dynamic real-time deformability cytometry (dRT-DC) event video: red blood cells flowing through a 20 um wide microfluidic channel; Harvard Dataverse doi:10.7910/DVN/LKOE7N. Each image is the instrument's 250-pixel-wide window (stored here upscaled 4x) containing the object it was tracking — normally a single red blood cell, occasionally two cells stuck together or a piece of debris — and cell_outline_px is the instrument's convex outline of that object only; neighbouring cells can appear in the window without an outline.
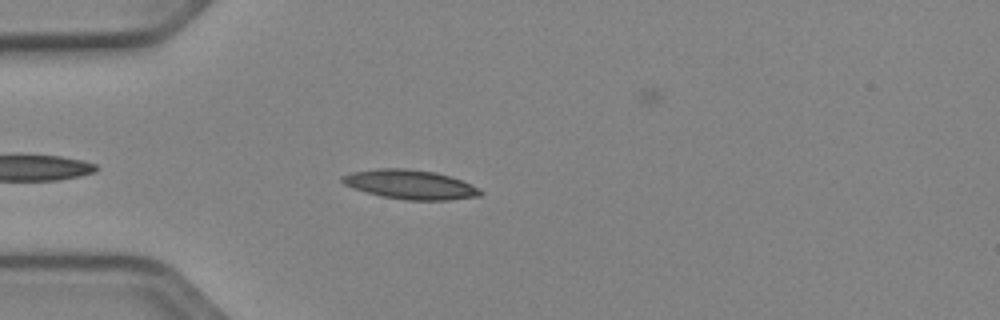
{"species": "Egyptian fruit bat (a non-hibernating species)", "species_latin": "Rousettus aegyptiacus", "temperature_condition": "cold", "stored_images_in_passage": 35, "camera_frame_rate_fps": 3000, "um_per_image_px": 0.085, "animal": {"sex": "female"}, "frame": {"image": 1, "passage_image": 5, "time_ms": 1.333, "image_size_px": [1000, 320], "cell_outline_px": [[484, 192], [480, 196], [448, 200], [408, 200], [384, 196], [352, 188], [344, 184], [340, 180], [340, 176], [352, 172], [376, 168], [408, 168], [436, 172], [452, 176], [472, 184], [480, 188]], "centroid_in_image_um": [34.9, 15.67], "position_along_channel_um": 50.1, "area_um2": 23.76}}
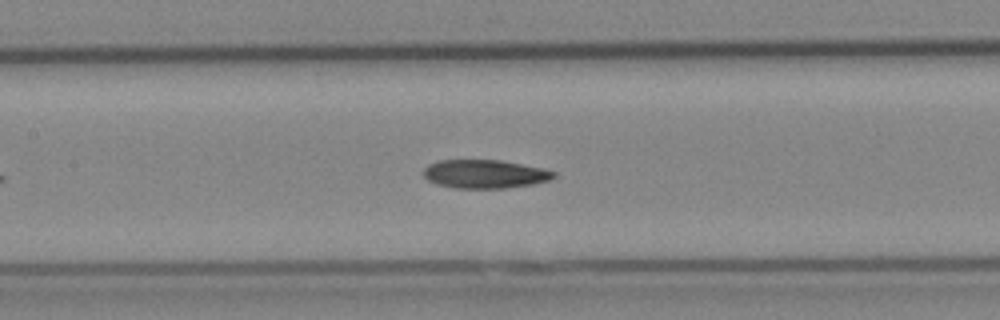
{"frame": {"image": 2, "passage_image": 15, "time_ms": 4.667, "image_size_px": [1000, 320], "cell_outline_px": [[556, 176], [548, 180], [532, 184], [504, 188], [452, 188], [436, 184], [428, 180], [424, 176], [424, 168], [428, 164], [440, 160], [500, 160], [544, 168], [556, 172]], "centroid_in_image_um": [41.2, 14.79], "position_along_channel_um": 166.2, "area_um2": 21.68}}
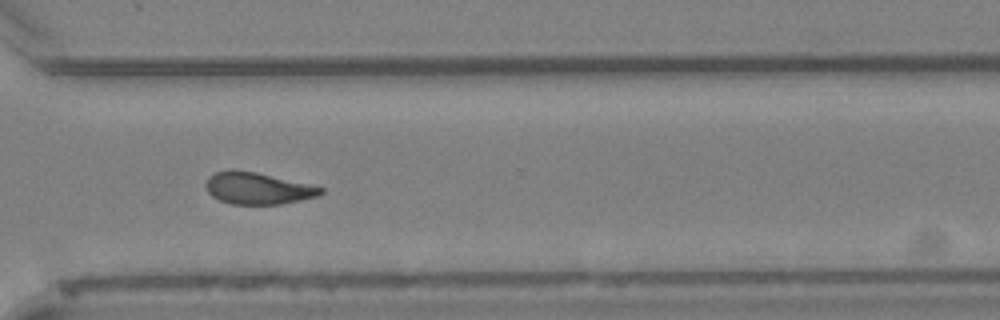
{"frame": {"image": 3, "passage_image": 29, "time_ms": 9.333, "image_size_px": [1000, 320], "cell_outline_px": [[324, 192], [316, 196], [300, 200], [280, 204], [232, 204], [220, 200], [212, 196], [208, 192], [204, 184], [208, 176], [216, 172], [228, 168], [232, 168], [256, 172], [308, 184], [324, 188]], "centroid_in_image_um": [21.84, 15.99], "position_along_channel_um": 348.8, "area_um2": 21.33}, "authors_computed_cell_mechanics": {"area_um2": 22.0796, "velocity_mm_per_s": 3.909, "shape_relaxation_time_tau1_ms": null, "shape_relaxation_time_tau2_ms": 5.5337, "deformation_change_tau1": null, "deformation_change_tau2": 0.1247}}